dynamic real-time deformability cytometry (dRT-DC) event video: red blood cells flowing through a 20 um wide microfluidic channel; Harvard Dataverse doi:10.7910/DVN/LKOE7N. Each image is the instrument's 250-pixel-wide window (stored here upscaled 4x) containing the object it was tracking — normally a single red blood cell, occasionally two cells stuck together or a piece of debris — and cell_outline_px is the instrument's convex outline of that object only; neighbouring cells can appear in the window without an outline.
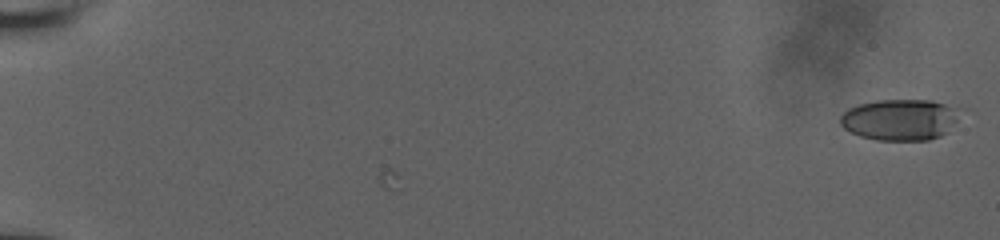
{"species": "human", "species_latin": "Homo sapiens", "temperature_condition": "room temperature", "stored_images_in_passage": 23, "camera_frame_rate_fps": 3000, "um_per_image_px": 0.085, "donor": {"sex": "male"}, "frame": {"image": 1, "passage_image": 1, "time_ms": 0.0, "image_size_px": [1000, 240], "cell_outline_px": [[968, 108], [948, 132], [940, 136], [928, 140], [876, 140], [860, 136], [844, 128], [840, 124], [840, 116], [848, 108], [860, 104], [876, 100], [932, 100]], "centroid_in_image_um": [76.62, 10.15], "position_along_channel_um": 8.4, "area_um2": 29.54}}
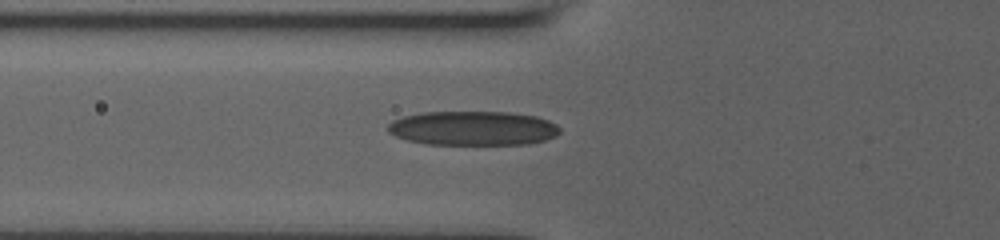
{"frame": {"image": 2, "passage_image": 17, "time_ms": 7.667, "image_size_px": [1000, 240], "cell_outline_px": [[560, 132], [556, 136], [544, 140], [528, 144], [424, 144], [408, 140], [396, 136], [388, 132], [388, 124], [392, 120], [404, 116], [420, 112], [508, 112], [536, 116], [548, 120], [556, 124], [560, 128]], "centroid_in_image_um": [40.2, 10.9], "position_along_channel_um": 85.6, "area_um2": 34.45}}
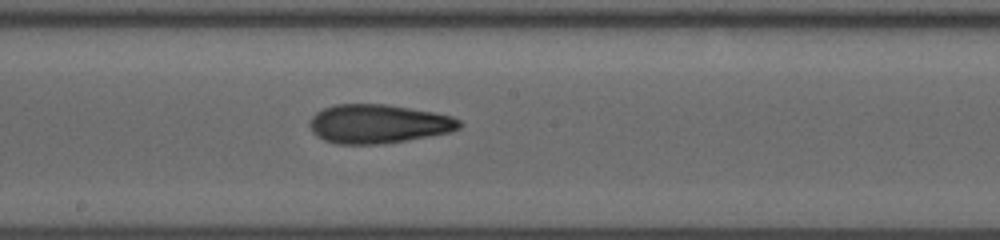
{"frame": {"image": 3, "passage_image": 23, "time_ms": 11.0, "image_size_px": [1000, 240], "cell_outline_px": [[464, 124], [460, 128], [452, 132], [380, 144], [336, 144], [324, 140], [316, 136], [312, 132], [308, 124], [312, 116], [316, 112], [324, 108], [336, 104], [384, 104], [432, 112], [452, 116], [460, 120]], "centroid_in_image_um": [32.14, 10.53], "position_along_channel_um": 216.1, "area_um2": 33.93}}